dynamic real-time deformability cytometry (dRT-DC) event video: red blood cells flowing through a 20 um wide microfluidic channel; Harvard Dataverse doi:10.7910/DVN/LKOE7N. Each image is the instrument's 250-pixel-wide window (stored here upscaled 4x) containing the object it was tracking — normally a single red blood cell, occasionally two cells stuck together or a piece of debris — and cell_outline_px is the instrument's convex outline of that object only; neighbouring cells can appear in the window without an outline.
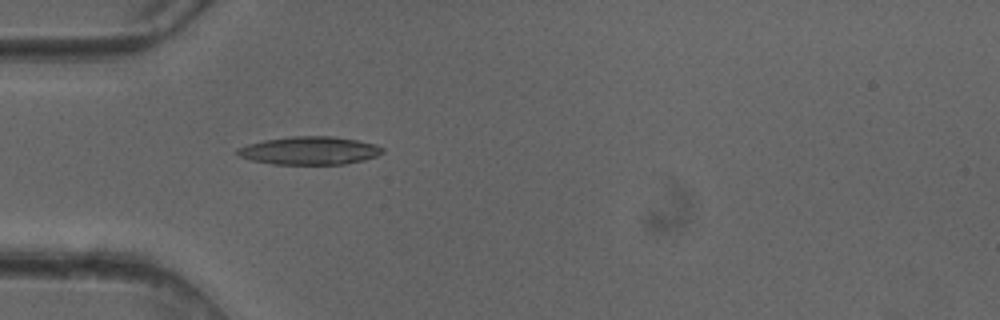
{"species": "common noctule bat (a hibernating species)", "species_latin": "Nyctalus noctula", "temperature_condition": "cold", "stored_images_in_passage": 33, "camera_frame_rate_fps": 3000, "um_per_image_px": 0.085, "animal": {"sex": "female"}, "frame": {"image": 1, "passage_image": 3, "time_ms": 0.667, "image_size_px": [1000, 320], "cell_outline_px": [[384, 152], [376, 156], [364, 160], [344, 164], [272, 164], [252, 160], [240, 156], [236, 152], [236, 148], [248, 144], [264, 140], [288, 136], [332, 136], [356, 140], [376, 144], [384, 148]], "centroid_in_image_um": [26.32, 12.79], "position_along_channel_um": 58.7, "area_um2": 23.76}}
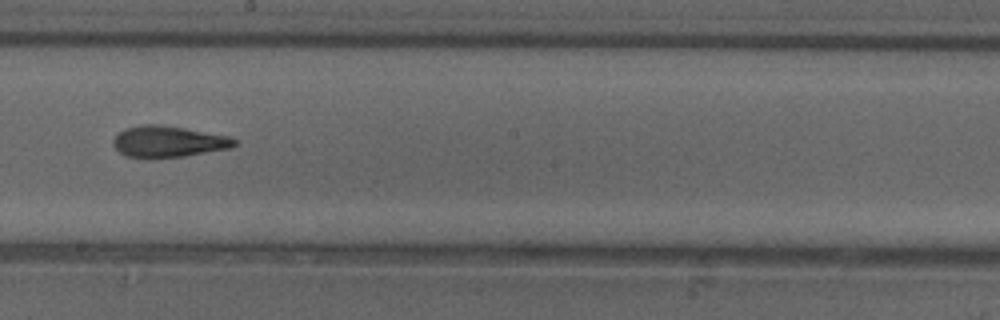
{"frame": {"image": 2, "passage_image": 16, "time_ms": 5.0, "image_size_px": [1000, 320], "cell_outline_px": [[236, 144], [232, 148], [184, 156], [124, 156], [112, 144], [112, 140], [124, 128], [140, 124], [160, 124], [184, 128], [228, 136], [236, 140]], "centroid_in_image_um": [14.3, 12.0], "position_along_channel_um": 233.9, "area_um2": 21.68}}
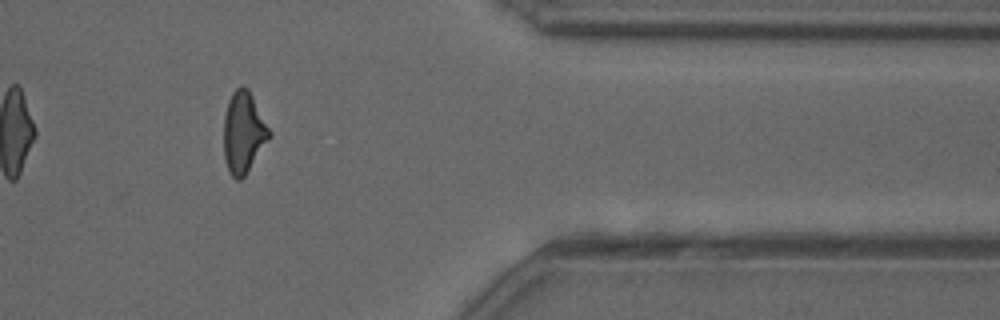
{"frame": {"image": 3, "passage_image": 29, "time_ms": 9.333, "image_size_px": [1000, 320], "cell_outline_px": [[272, 136], [244, 176], [240, 180], [236, 180], [228, 172], [224, 160], [224, 116], [228, 100], [232, 92], [240, 84], [248, 88], [272, 132]], "centroid_in_image_um": [20.7, 11.25], "position_along_channel_um": 390.7, "area_um2": 21.85}, "authors_computed_cell_mechanics": {"area_um2": 21.9062, "velocity_mm_per_s": 4.1168, "shape_relaxation_time_tau1_ms": 7.5652, "shape_relaxation_time_tau2_ms": 2.5086, "deformation_change_tau1": 0.2176, "deformation_change_tau2": 0.1169}}